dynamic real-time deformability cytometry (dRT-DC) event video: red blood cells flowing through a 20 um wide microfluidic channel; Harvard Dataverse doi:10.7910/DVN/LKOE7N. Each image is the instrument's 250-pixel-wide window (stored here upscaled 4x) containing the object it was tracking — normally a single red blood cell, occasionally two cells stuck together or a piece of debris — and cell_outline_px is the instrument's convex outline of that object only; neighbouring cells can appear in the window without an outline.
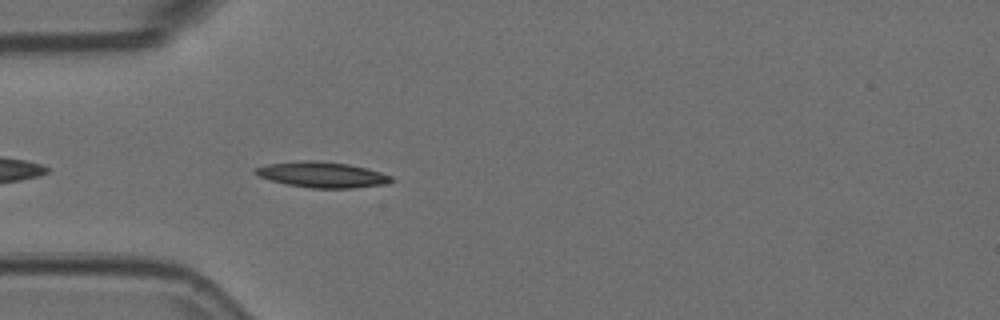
{"species": "Egyptian fruit bat (a non-hibernating species)", "species_latin": "Rousettus aegyptiacus", "temperature_condition": "room temperature", "stored_images_in_passage": 41, "camera_frame_rate_fps": 3000, "um_per_image_px": 0.085, "animal": {"sex": "female"}, "frame": {"image": 1, "passage_image": 3, "time_ms": 0.667, "image_size_px": [1000, 320], "cell_outline_px": [[396, 180], [384, 184], [352, 188], [312, 188], [288, 184], [272, 180], [260, 176], [252, 172], [252, 168], [268, 164], [300, 160], [320, 160], [348, 164], [368, 168], [392, 176]], "centroid_in_image_um": [27.39, 14.83], "position_along_channel_um": 57.6, "area_um2": 20.4}}
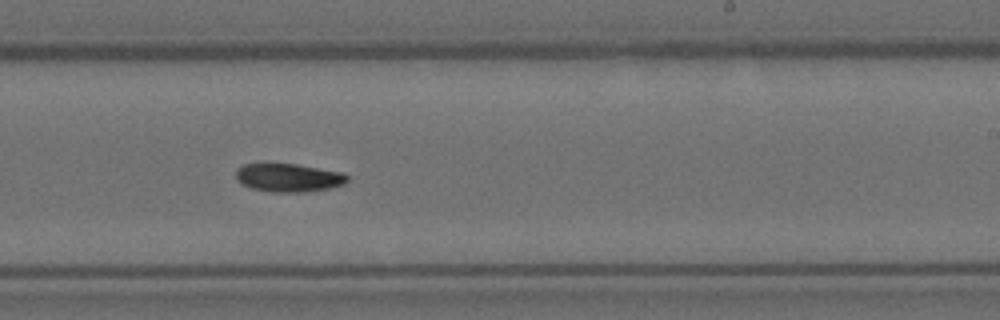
{"frame": {"image": 2, "passage_image": 20, "time_ms": 6.333, "image_size_px": [1000, 320], "cell_outline_px": [[348, 180], [344, 184], [332, 188], [308, 192], [272, 192], [252, 188], [236, 180], [236, 168], [244, 164], [264, 160], [296, 164], [344, 172], [348, 176]], "centroid_in_image_um": [24.5, 15.05], "position_along_channel_um": 264.5, "area_um2": 19.25}}
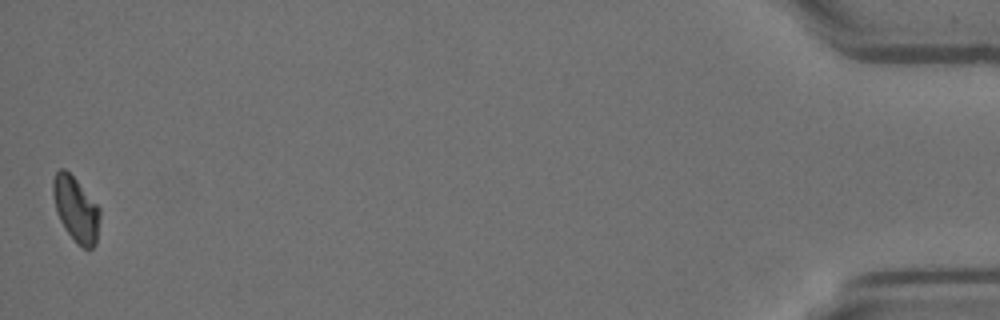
{"frame": {"image": 3, "passage_image": 41, "time_ms": 13.333, "image_size_px": [1000, 320], "cell_outline_px": [[100, 216], [96, 244], [88, 252], [76, 244], [64, 228], [56, 212], [52, 192], [52, 180], [56, 172], [60, 168], [64, 168], [76, 180], [100, 208]], "centroid_in_image_um": [6.44, 17.83], "position_along_channel_um": 428.8, "area_um2": 17.92}, "authors_computed_cell_mechanics": {"area_um2": 18.4382, "velocity_mm_per_s": 3.713, "shape_relaxation_time_tau1_ms": 4.2067, "shape_relaxation_time_tau2_ms": null, "deformation_change_tau1": 0.1435, "deformation_change_tau2": null}}